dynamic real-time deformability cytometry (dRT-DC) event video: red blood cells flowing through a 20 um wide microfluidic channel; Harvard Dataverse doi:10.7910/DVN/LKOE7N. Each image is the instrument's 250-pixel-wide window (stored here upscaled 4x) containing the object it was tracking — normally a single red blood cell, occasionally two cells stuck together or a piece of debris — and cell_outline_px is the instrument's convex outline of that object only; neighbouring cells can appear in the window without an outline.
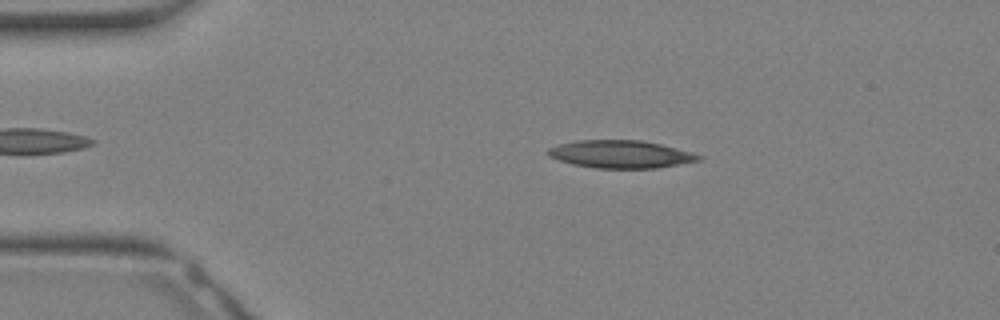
{"species": "Egyptian fruit bat (a non-hibernating species)", "species_latin": "Rousettus aegyptiacus", "temperature_condition": "warm", "stored_images_in_passage": 31, "camera_frame_rate_fps": 3000, "um_per_image_px": 0.085, "animal": {"sex": "female"}, "frame": {"image": 1, "passage_image": 5, "time_ms": 1.333, "image_size_px": [1000, 320], "cell_outline_px": [[704, 156], [700, 160], [680, 164], [656, 168], [596, 168], [572, 164], [548, 156], [548, 148], [560, 144], [576, 140], [644, 140], [692, 152]], "centroid_in_image_um": [52.78, 13.1], "position_along_channel_um": 32.2, "area_um2": 24.28}}
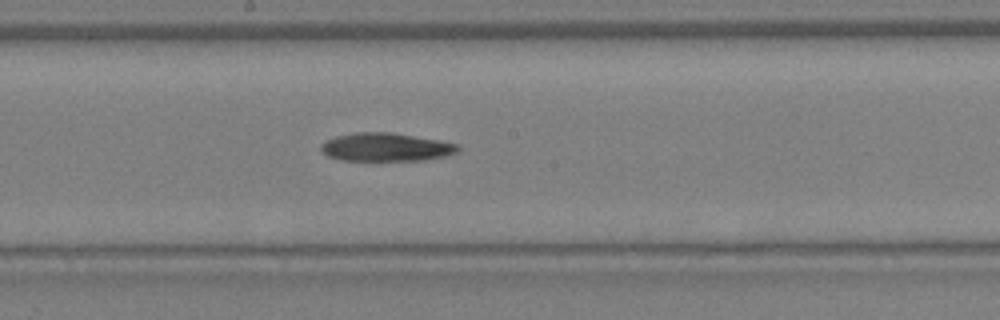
{"frame": {"image": 2, "passage_image": 16, "time_ms": 5.0, "image_size_px": [1000, 320], "cell_outline_px": [[460, 148], [456, 152], [444, 156], [424, 160], [340, 160], [328, 156], [320, 152], [320, 144], [336, 136], [356, 132], [388, 132], [440, 140], [460, 144]], "centroid_in_image_um": [32.79, 12.5], "position_along_channel_um": 215.4, "area_um2": 22.54}}
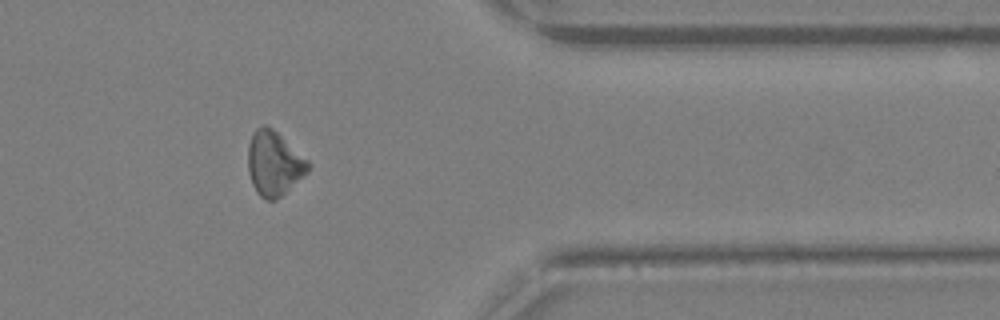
{"frame": {"image": 3, "passage_image": 25, "time_ms": 8.0, "image_size_px": [1000, 320], "cell_outline_px": [[312, 164], [308, 172], [304, 176], [276, 200], [264, 200], [256, 192], [252, 184], [248, 172], [248, 144], [252, 132], [256, 128], [264, 124], [272, 128], [308, 160]], "centroid_in_image_um": [23.28, 13.9], "position_along_channel_um": 388.1, "area_um2": 22.72}}